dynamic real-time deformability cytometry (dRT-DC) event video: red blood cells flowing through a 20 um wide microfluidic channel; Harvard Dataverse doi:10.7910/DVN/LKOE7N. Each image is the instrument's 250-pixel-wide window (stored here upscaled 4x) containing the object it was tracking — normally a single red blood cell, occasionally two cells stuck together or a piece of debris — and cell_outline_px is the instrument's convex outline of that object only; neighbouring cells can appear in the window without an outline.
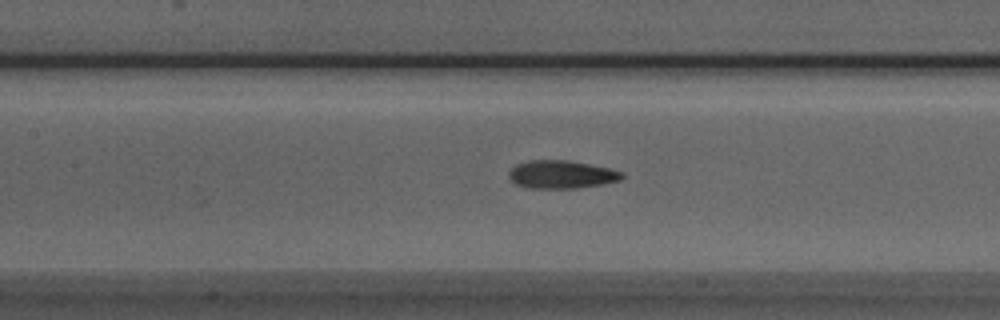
{"species": "Egyptian fruit bat (a non-hibernating species)", "species_latin": "Rousettus aegyptiacus", "temperature_condition": "room temperature", "stored_images_in_passage": 35, "camera_frame_rate_fps": 3000, "um_per_image_px": 0.085, "animal": {"sex": "male"}, "frame": {"image": 1, "passage_image": 8, "time_ms": 2.333, "image_size_px": [1000, 320], "cell_outline_px": [[624, 176], [620, 180], [600, 184], [576, 188], [528, 188], [516, 184], [508, 176], [508, 172], [516, 164], [528, 160], [568, 160], [608, 168], [624, 172]], "centroid_in_image_um": [47.7, 14.82], "position_along_channel_um": 159.7, "area_um2": 18.38}}
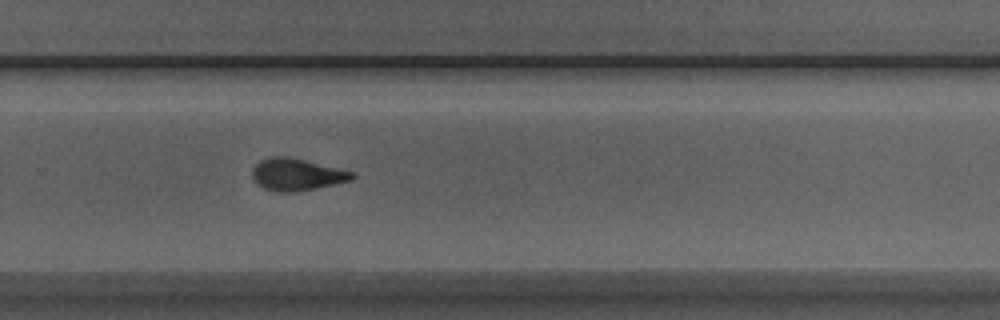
{"frame": {"image": 2, "passage_image": 19, "time_ms": 6.0, "image_size_px": [1000, 320], "cell_outline_px": [[356, 176], [352, 180], [292, 192], [276, 192], [264, 188], [256, 184], [252, 176], [252, 168], [260, 160], [268, 156], [284, 156], [304, 160], [352, 172]], "centroid_in_image_um": [25.14, 14.83], "position_along_channel_um": 304.7, "area_um2": 18.32}}
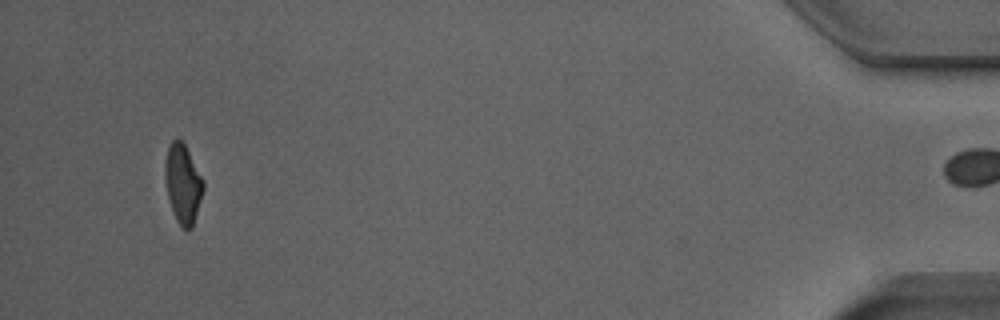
{"frame": {"image": 3, "passage_image": 34, "time_ms": 11.0, "image_size_px": [1000, 320], "cell_outline_px": [[204, 188], [192, 228], [184, 228], [176, 220], [168, 196], [164, 176], [164, 164], [168, 148], [172, 140], [180, 140], [184, 144], [204, 180]], "centroid_in_image_um": [15.54, 15.6], "position_along_channel_um": 419.7, "area_um2": 17.28}, "authors_computed_cell_mechanics": {"area_um2": 18.3804, "velocity_mm_per_s": 3.9654, "shape_relaxation_time_tau1_ms": 5.0993, "shape_relaxation_time_tau2_ms": 1.7326, "deformation_change_tau1": 0.1867, "deformation_change_tau2": 0.0905}}